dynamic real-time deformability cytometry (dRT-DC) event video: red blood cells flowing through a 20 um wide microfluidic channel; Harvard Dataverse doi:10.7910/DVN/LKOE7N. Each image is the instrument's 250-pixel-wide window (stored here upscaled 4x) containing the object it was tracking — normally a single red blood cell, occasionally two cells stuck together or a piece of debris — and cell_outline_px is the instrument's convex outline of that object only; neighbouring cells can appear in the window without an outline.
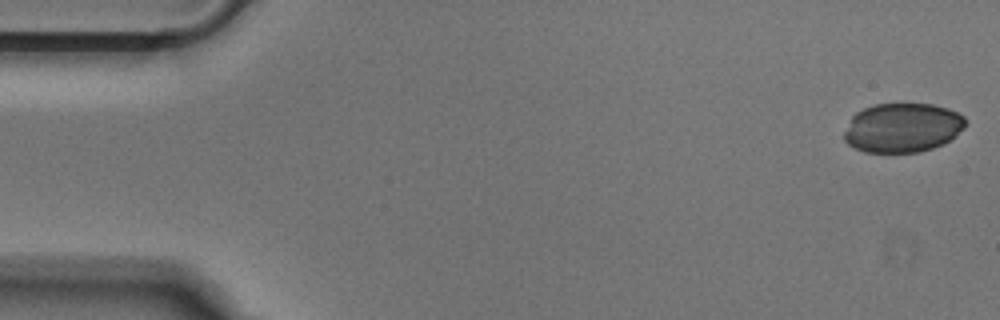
{"species": "Egyptian fruit bat (a non-hibernating species)", "species_latin": "Rousettus aegyptiacus", "temperature_condition": "cold", "stored_images_in_passage": 45, "camera_frame_rate_fps": 3000, "um_per_image_px": 0.085, "animal": {"sex": "male"}, "frame": {"image": 1, "passage_image": 1, "time_ms": 0.0, "image_size_px": [1000, 320], "cell_outline_px": [[964, 128], [944, 144], [920, 152], [864, 152], [848, 144], [844, 140], [844, 132], [852, 116], [856, 112], [864, 108], [876, 104], [932, 104], [948, 108], [964, 116]], "centroid_in_image_um": [76.7, 10.86], "position_along_channel_um": 8.3, "area_um2": 34.74}}